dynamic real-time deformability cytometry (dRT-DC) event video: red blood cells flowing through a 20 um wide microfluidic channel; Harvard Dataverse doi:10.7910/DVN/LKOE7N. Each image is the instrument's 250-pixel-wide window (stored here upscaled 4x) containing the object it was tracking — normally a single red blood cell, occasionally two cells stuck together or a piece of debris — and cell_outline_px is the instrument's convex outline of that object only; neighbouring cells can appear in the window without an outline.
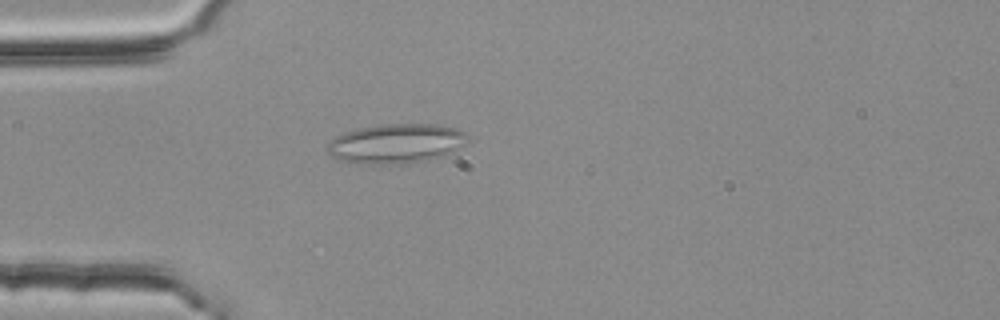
{"species": "common noctule bat (a hibernating species)", "species_latin": "Nyctalus noctula", "temperature_condition": "room temperature", "stored_images_in_passage": 45, "segment_of_instrument_passage": [1, 2], "camera_frame_rate_fps": 3000, "um_per_image_px": 0.085, "animal": {"sex": "female", "body_mass_g": 25.1}, "frame": {"image": 1, "passage_image": 6, "time_ms": 1.667, "image_size_px": [1000, 320], "cell_outline_px": [[468, 136], [452, 152], [444, 156], [428, 160], [404, 164], [360, 164], [340, 160], [332, 156], [328, 152], [328, 144], [336, 136], [344, 132], [360, 128], [384, 124], [440, 124], [456, 128], [468, 132]], "centroid_in_image_um": [33.67, 12.2], "position_along_channel_um": 51.3, "area_um2": 32.31}}